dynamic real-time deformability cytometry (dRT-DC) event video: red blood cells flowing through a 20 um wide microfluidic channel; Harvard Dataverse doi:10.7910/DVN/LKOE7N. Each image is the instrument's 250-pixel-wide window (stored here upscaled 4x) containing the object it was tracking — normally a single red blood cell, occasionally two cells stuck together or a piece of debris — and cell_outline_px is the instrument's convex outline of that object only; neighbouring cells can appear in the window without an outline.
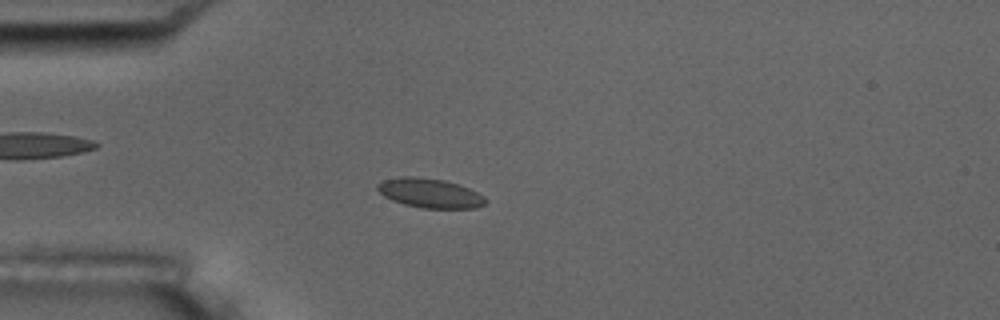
{"species": "common noctule bat (a hibernating species)", "species_latin": "Nyctalus noctula", "temperature_condition": "room temperature", "stored_images_in_passage": 3, "camera_frame_rate_fps": 3000, "um_per_image_px": 0.085, "animal": {"sex": "male", "body_mass_g": 17.5, "forearm_length_mm": 52.3}, "frame": {"image": 1, "passage_image": 3, "time_ms": 2.333, "image_size_px": [1000, 320], "cell_outline_px": [[488, 200], [484, 204], [476, 208], [420, 208], [404, 204], [392, 200], [384, 196], [376, 188], [376, 184], [384, 180], [400, 176], [412, 176], [444, 180], [460, 184], [484, 196]], "centroid_in_image_um": [36.53, 16.41], "position_along_channel_um": 48.5, "area_um2": 18.55}}